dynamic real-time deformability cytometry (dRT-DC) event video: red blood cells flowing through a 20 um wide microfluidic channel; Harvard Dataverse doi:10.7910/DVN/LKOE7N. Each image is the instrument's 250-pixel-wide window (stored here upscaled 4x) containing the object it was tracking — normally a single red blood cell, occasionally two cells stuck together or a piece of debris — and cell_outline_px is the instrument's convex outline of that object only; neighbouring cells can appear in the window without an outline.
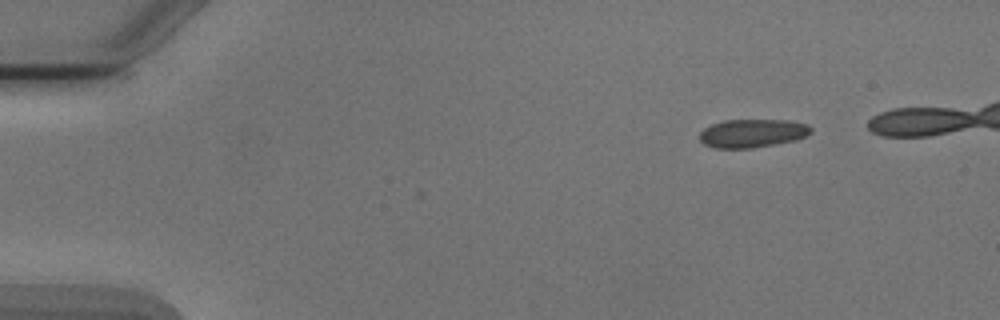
{"species": "Egyptian fruit bat (a non-hibernating species)", "species_latin": "Rousettus aegyptiacus", "temperature_condition": "cold", "stored_images_in_passage": 5, "camera_frame_rate_fps": 3000, "um_per_image_px": 0.085, "animal": {"sex": "male"}, "frame": {"image": 1, "passage_image": 5, "time_ms": 5.667, "image_size_px": [1000, 320], "cell_outline_px": [[812, 132], [808, 136], [796, 140], [752, 148], [716, 148], [704, 144], [700, 140], [700, 132], [704, 128], [712, 124], [724, 120], [788, 120], [808, 124], [812, 128]], "centroid_in_image_um": [63.99, 11.32], "position_along_channel_um": 21.0, "area_um2": 18.5}}